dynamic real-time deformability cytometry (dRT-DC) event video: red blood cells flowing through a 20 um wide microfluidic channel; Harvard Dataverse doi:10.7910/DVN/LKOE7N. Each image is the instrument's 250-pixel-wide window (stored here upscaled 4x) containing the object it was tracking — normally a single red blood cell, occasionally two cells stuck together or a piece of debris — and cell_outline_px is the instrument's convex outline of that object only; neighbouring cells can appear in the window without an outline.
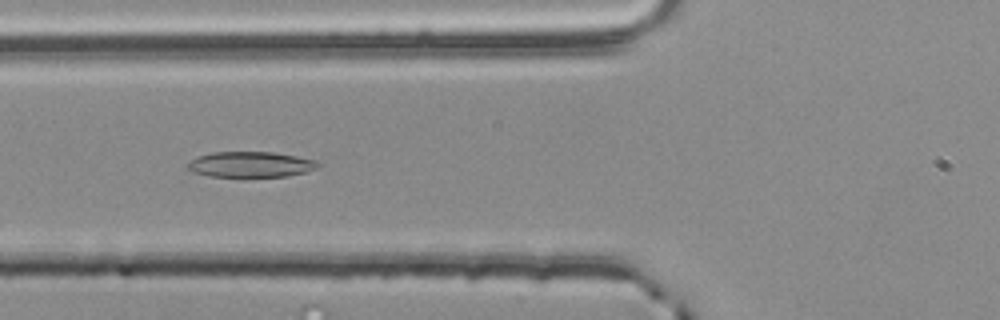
{"species": "common noctule bat (a hibernating species)", "species_latin": "Nyctalus noctula", "temperature_condition": "room temperature", "stored_images_in_passage": 40, "camera_frame_rate_fps": 3000, "um_per_image_px": 0.085, "animal": {"sex": "male", "body_mass_g": 20.4}, "frame": {"image": 1, "passage_image": 6, "time_ms": 1.667, "image_size_px": [1000, 320], "cell_outline_px": [[320, 164], [316, 168], [304, 172], [288, 176], [244, 180], [208, 176], [192, 172], [188, 168], [188, 164], [196, 156], [212, 152], [272, 152], [296, 156], [316, 160]], "centroid_in_image_um": [21.27, 14.03], "position_along_channel_um": 104.5, "area_um2": 20.4}}
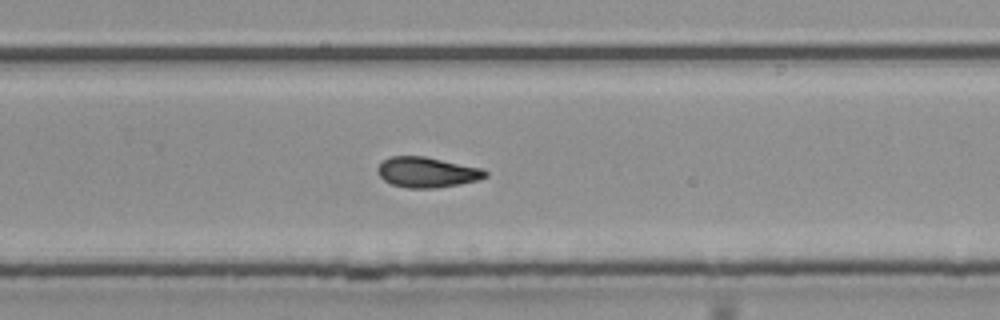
{"frame": {"image": 2, "passage_image": 21, "time_ms": 6.667, "image_size_px": [1000, 320], "cell_outline_px": [[488, 176], [476, 180], [460, 184], [436, 188], [408, 188], [392, 184], [384, 180], [376, 172], [376, 168], [384, 160], [392, 156], [424, 156], [484, 168], [488, 172]], "centroid_in_image_um": [36.31, 14.64], "position_along_channel_um": 293.5, "area_um2": 19.13}}
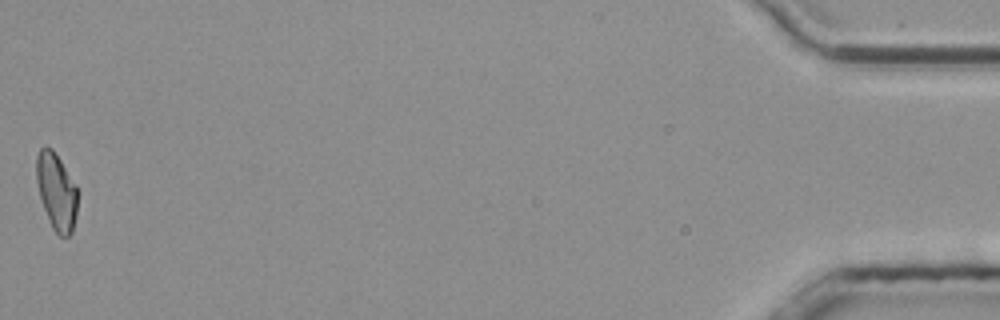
{"frame": {"image": 3, "passage_image": 40, "time_ms": 13.0, "image_size_px": [1000, 320], "cell_outline_px": [[80, 192], [76, 216], [72, 232], [68, 236], [60, 236], [52, 228], [44, 208], [40, 196], [36, 180], [36, 156], [40, 148], [44, 144], [52, 148], [76, 184]], "centroid_in_image_um": [4.82, 16.25], "position_along_channel_um": 430.4, "area_um2": 18.79}, "authors_computed_cell_mechanics": {"area_um2": 18.785, "velocity_mm_per_s": 3.781, "shape_relaxation_time_tau1_ms": 9.0448, "shape_relaxation_time_tau2_ms": 4.8627, "deformation_change_tau1": 0.1967, "deformation_change_tau2": 0.0983}}